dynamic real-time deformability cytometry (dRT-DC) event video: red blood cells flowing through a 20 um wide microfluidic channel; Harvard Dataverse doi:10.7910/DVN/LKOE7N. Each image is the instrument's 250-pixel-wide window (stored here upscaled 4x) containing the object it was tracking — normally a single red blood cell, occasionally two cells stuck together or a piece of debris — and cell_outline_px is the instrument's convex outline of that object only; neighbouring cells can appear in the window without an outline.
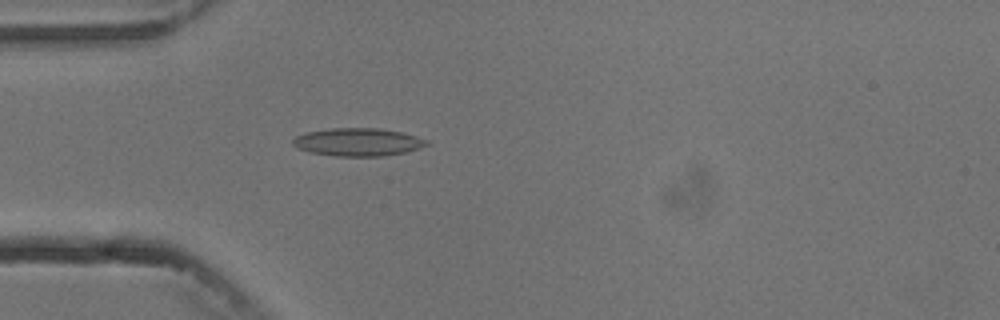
{"species": "common noctule bat (a hibernating species)", "species_latin": "Nyctalus noctula", "temperature_condition": "cold", "stored_images_in_passage": 2, "camera_frame_rate_fps": 3000, "um_per_image_px": 0.085, "animal": {"sex": "male", "body_mass_g": 13.3}, "frame": {"image": 1, "passage_image": 2, "time_ms": 1.333, "image_size_px": [1000, 320], "cell_outline_px": [[428, 144], [404, 152], [384, 156], [336, 156], [308, 152], [292, 144], [292, 140], [296, 136], [308, 132], [332, 128], [380, 128], [400, 132], [416, 136], [428, 140]], "centroid_in_image_um": [30.4, 12.07], "position_along_channel_um": 54.6, "area_um2": 21.5}}